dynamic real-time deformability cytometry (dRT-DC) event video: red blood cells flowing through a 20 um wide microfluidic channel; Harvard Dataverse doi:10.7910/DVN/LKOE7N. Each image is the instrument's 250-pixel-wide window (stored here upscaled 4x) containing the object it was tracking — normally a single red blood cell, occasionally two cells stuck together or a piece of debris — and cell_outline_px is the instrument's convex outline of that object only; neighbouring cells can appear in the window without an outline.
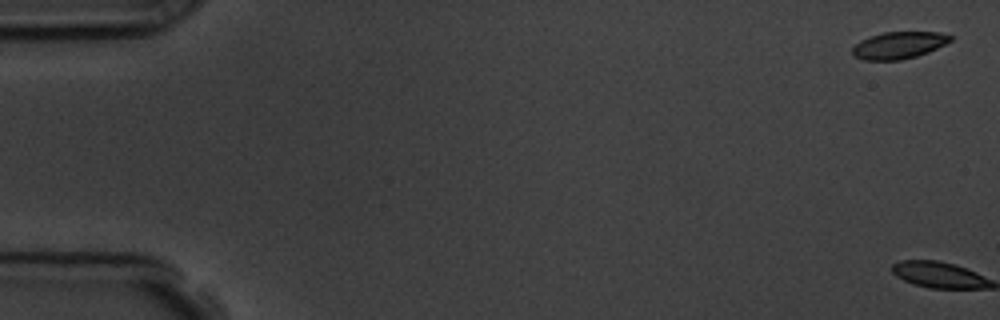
{"species": "common noctule bat (a hibernating species)", "species_latin": "Nyctalus noctula", "temperature_condition": "room temperature", "stored_images_in_passage": 2, "camera_frame_rate_fps": 3000, "um_per_image_px": 0.085, "animal": {"sex": "male", "body_mass_g": 19.5, "forearm_length_mm": 54.6}, "frame": {"image": 1, "passage_image": 1, "time_ms": 0.0, "image_size_px": [1000, 320], "cell_outline_px": [[952, 40], [928, 52], [916, 56], [900, 60], [864, 60], [852, 56], [852, 48], [860, 40], [868, 36], [884, 32], [940, 32], [952, 36]], "centroid_in_image_um": [76.36, 3.84], "position_along_channel_um": 8.6, "area_um2": 15.43}}